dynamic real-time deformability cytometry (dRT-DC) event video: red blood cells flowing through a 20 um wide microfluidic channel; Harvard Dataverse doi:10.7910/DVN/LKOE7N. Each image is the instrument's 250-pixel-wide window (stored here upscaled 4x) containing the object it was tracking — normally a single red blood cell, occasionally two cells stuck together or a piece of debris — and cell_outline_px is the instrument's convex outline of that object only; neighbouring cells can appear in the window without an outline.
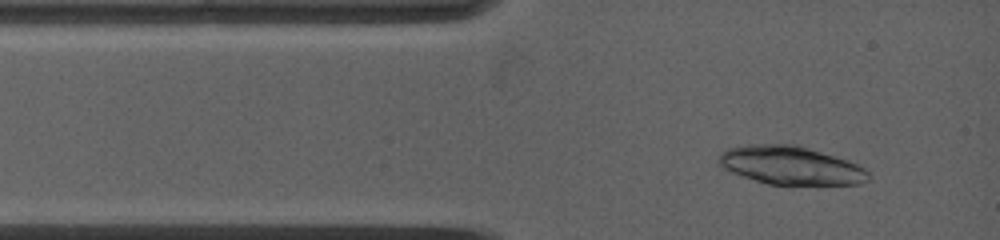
{"species": "common noctule bat (a hibernating species)", "species_latin": "Nyctalus noctula", "temperature_condition": "warm", "stored_images_in_passage": 1, "camera_frame_rate_fps": 5000, "um_per_image_px": 0.085, "animal": {"sex": "female", "body_mass_g": 19.0, "forearm_length_mm": 53.3}, "frame": {"image": 1, "passage_image": 1, "time_ms": 0.0, "image_size_px": [1000, 240], "cell_outline_px": [[872, 176], [868, 180], [860, 184], [768, 184], [720, 168], [716, 164], [716, 160], [720, 152], [728, 148], [748, 144], [796, 144], [848, 160], [864, 168]], "centroid_in_image_um": [67.17, 14.04], "position_along_channel_um": 17.8, "area_um2": 33.58}}